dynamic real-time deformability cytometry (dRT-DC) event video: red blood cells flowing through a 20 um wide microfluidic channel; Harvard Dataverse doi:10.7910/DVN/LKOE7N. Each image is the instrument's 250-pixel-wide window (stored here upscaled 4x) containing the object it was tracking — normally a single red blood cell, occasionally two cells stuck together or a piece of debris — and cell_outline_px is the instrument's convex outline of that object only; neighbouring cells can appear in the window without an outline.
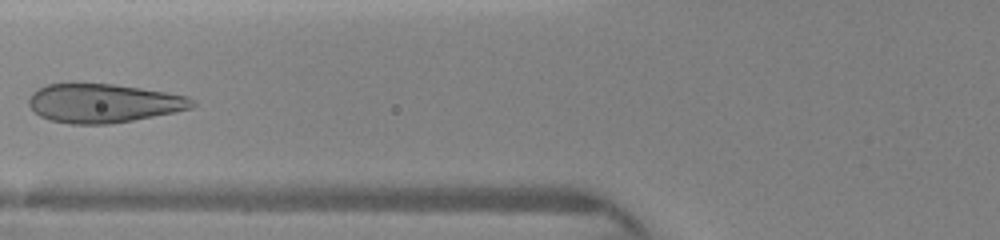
{"species": "human", "species_latin": "Homo sapiens", "temperature_condition": "warm", "stored_images_in_passage": 19, "camera_frame_rate_fps": 3000, "um_per_image_px": 0.085, "donor": {"sex": "female"}, "frame": {"image": 1, "passage_image": 14, "time_ms": 5.0, "image_size_px": [1000, 240], "cell_outline_px": [[196, 104], [192, 108], [132, 120], [108, 124], [72, 124], [52, 120], [40, 116], [28, 104], [28, 100], [32, 92], [36, 88], [48, 84], [112, 84], [140, 88], [188, 96]], "centroid_in_image_um": [8.76, 8.77], "position_along_channel_um": 117.0, "area_um2": 36.53}}
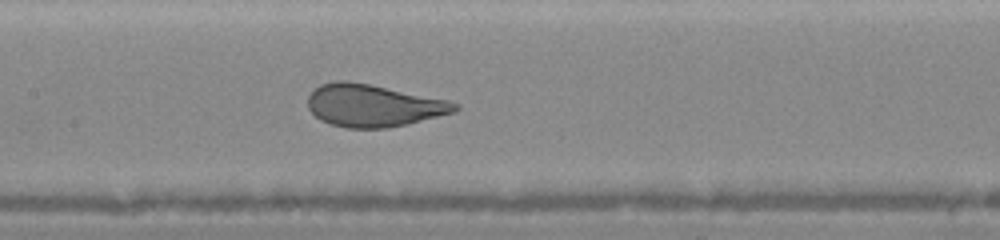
{"frame": {"image": 2, "passage_image": 17, "time_ms": 6.333, "image_size_px": [1000, 240], "cell_outline_px": [[460, 108], [452, 112], [408, 124], [388, 128], [348, 128], [328, 124], [320, 120], [308, 108], [308, 96], [320, 84], [336, 80], [348, 80], [448, 100], [460, 104]], "centroid_in_image_um": [31.7, 8.97], "position_along_channel_um": 175.7, "area_um2": 36.13}}
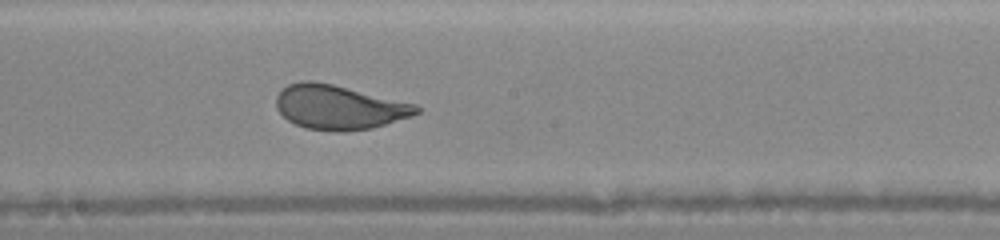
{"frame": {"image": 3, "passage_image": 19, "time_ms": 7.333, "image_size_px": [1000, 240], "cell_outline_px": [[420, 112], [412, 116], [372, 128], [344, 132], [332, 132], [304, 128], [288, 120], [276, 108], [276, 96], [288, 84], [300, 80], [312, 80], [332, 84], [416, 104], [420, 108]], "centroid_in_image_um": [28.8, 9.12], "position_along_channel_um": 219.4, "area_um2": 36.3}}